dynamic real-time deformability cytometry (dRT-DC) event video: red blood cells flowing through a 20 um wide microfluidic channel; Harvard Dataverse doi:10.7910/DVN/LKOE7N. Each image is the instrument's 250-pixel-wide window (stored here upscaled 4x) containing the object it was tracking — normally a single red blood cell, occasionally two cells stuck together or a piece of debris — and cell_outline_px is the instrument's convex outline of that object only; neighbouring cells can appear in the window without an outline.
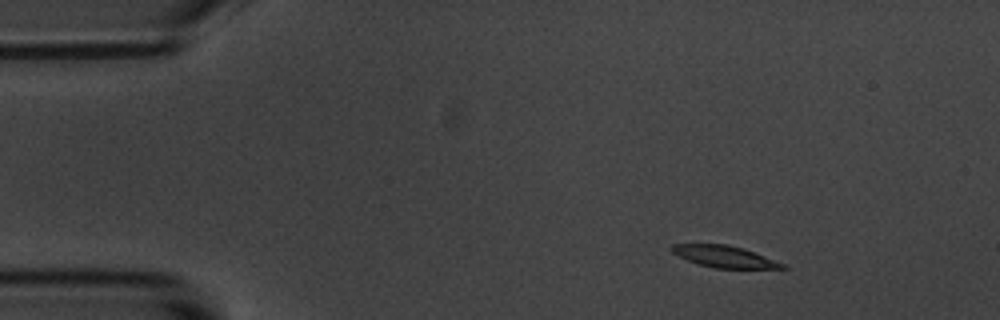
{"species": "common noctule bat (a hibernating species)", "species_latin": "Nyctalus noctula", "temperature_condition": "room temperature", "stored_images_in_passage": 3, "camera_frame_rate_fps": 3000, "um_per_image_px": 0.085, "animal": {"sex": "male", "body_mass_g": 20.1, "forearm_length_mm": 53.5}, "frame": {"image": 1, "passage_image": 1, "time_ms": 0.0, "image_size_px": [1000, 320], "cell_outline_px": [[788, 268], [716, 268], [700, 264], [688, 260], [672, 252], [668, 248], [672, 244], [728, 244], [744, 248], [784, 264]], "centroid_in_image_um": [61.54, 21.79], "position_along_channel_um": 23.5, "area_um2": 13.76}}